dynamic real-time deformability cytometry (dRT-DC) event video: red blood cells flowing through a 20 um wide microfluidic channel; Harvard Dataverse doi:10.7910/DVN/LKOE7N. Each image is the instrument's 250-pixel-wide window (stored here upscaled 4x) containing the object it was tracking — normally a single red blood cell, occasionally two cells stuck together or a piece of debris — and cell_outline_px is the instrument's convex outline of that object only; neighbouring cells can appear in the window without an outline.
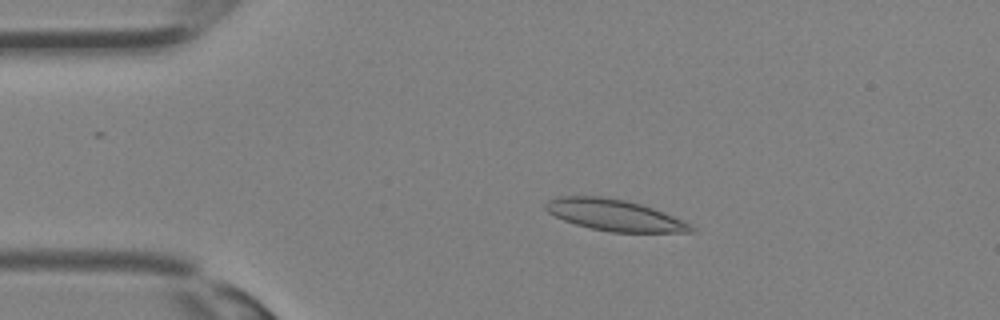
{"species": "Egyptian fruit bat (a non-hibernating species)", "species_latin": "Rousettus aegyptiacus", "temperature_condition": "room temperature", "stored_images_in_passage": 27, "camera_frame_rate_fps": 3000, "um_per_image_px": 0.085, "animal": {"sex": "female"}, "frame": {"image": 1, "passage_image": 1, "time_ms": 0.0, "image_size_px": [1000, 320], "cell_outline_px": [[696, 232], [612, 232], [592, 228], [576, 224], [564, 220], [548, 212], [544, 208], [544, 204], [548, 200], [556, 196], [600, 196], [628, 200], [652, 208], [684, 220], [692, 224], [696, 228]], "centroid_in_image_um": [52.25, 18.28], "position_along_channel_um": 32.7, "area_um2": 26.59}}
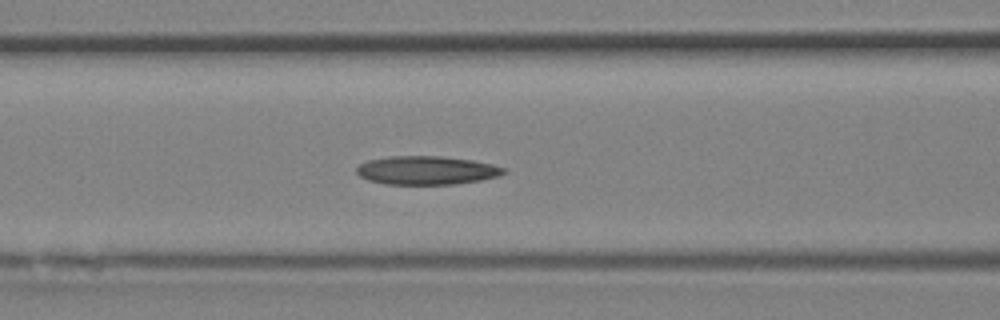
{"frame": {"image": 2, "passage_image": 8, "time_ms": 2.333, "image_size_px": [1000, 320], "cell_outline_px": [[508, 168], [500, 176], [480, 180], [456, 184], [384, 184], [368, 180], [360, 176], [356, 172], [356, 168], [360, 164], [368, 160], [392, 156], [440, 156], [472, 160], [492, 164]], "centroid_in_image_um": [36.27, 14.48], "position_along_channel_um": 130.3, "area_um2": 24.51}}
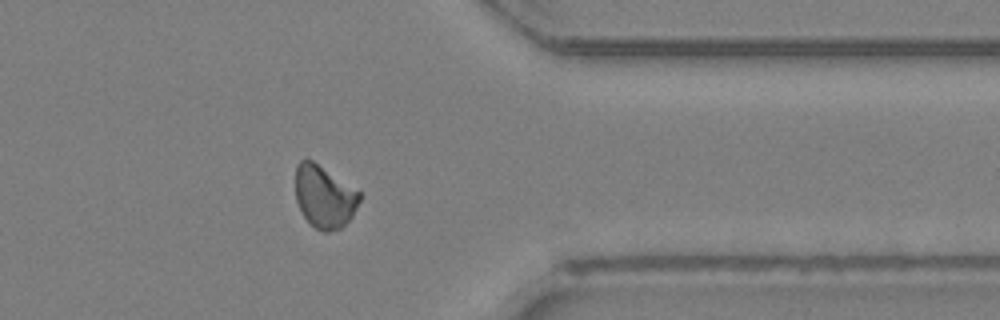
{"frame": {"image": 3, "passage_image": 21, "time_ms": 6.667, "image_size_px": [1000, 320], "cell_outline_px": [[360, 200], [352, 216], [340, 228], [328, 232], [324, 232], [316, 228], [304, 216], [296, 200], [296, 164], [300, 160], [312, 160], [360, 192]], "centroid_in_image_um": [27.56, 16.71], "position_along_channel_um": 383.8, "area_um2": 22.89}}